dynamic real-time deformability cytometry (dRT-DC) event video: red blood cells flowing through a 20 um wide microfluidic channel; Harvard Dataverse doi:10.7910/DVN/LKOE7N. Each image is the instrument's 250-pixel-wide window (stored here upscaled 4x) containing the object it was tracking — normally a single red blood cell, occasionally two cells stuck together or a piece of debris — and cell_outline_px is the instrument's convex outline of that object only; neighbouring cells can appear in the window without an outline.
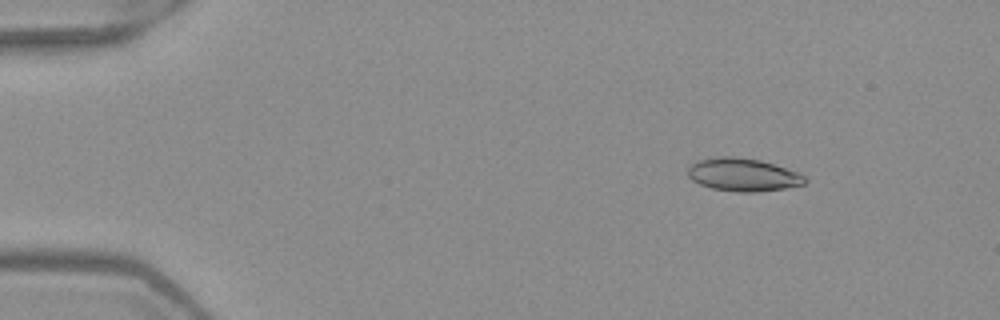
{"species": "Egyptian fruit bat (a non-hibernating species)", "species_latin": "Rousettus aegyptiacus", "temperature_condition": "warm", "stored_images_in_passage": 6, "camera_frame_rate_fps": 3000, "um_per_image_px": 0.085, "frame": {"image": 1, "passage_image": 2, "time_ms": 0.333, "image_size_px": [1000, 320], "cell_outline_px": [[808, 180], [804, 184], [784, 188], [756, 192], [736, 192], [712, 188], [700, 184], [692, 180], [688, 176], [688, 168], [692, 164], [700, 160], [720, 156], [732, 156], [760, 160], [800, 172]], "centroid_in_image_um": [63.18, 14.85], "position_along_channel_um": 21.8, "area_um2": 22.43}}
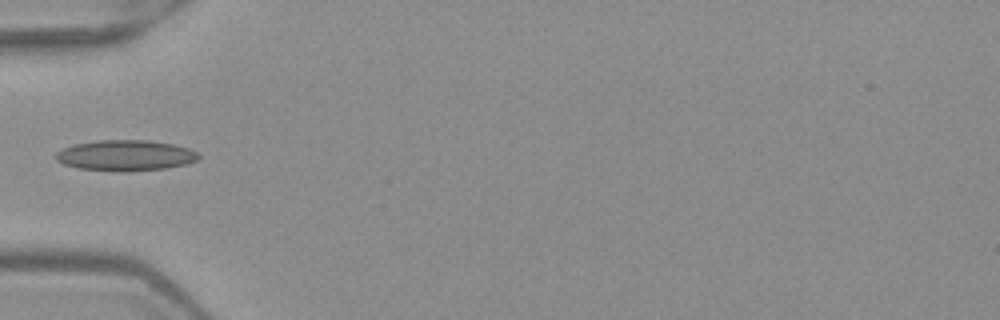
{"frame": {"image": 2, "passage_image": 5, "time_ms": 1.333, "image_size_px": [1000, 320], "cell_outline_px": [[200, 156], [196, 160], [188, 164], [164, 168], [124, 172], [120, 172], [80, 168], [64, 164], [56, 160], [52, 156], [56, 152], [64, 148], [76, 144], [96, 140], [148, 140], [172, 144], [188, 148], [196, 152]], "centroid_in_image_um": [10.64, 13.21], "position_along_channel_um": 74.4, "area_um2": 25.55}}
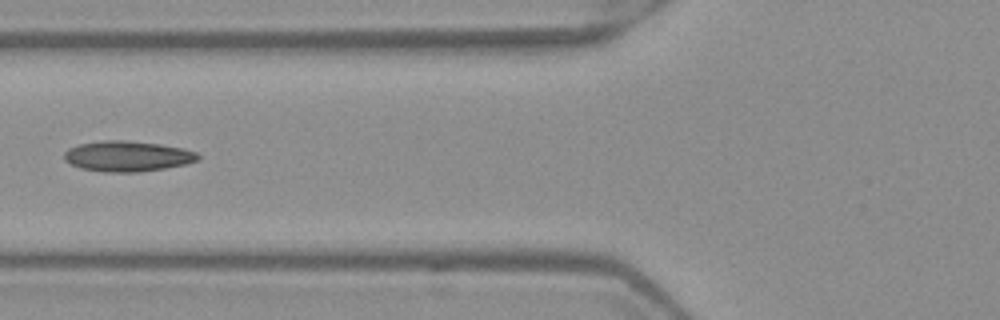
{"frame": {"image": 3, "passage_image": 6, "time_ms": 1.667, "image_size_px": [1000, 320], "cell_outline_px": [[200, 160], [184, 164], [164, 168], [136, 172], [104, 172], [80, 168], [64, 160], [64, 152], [68, 148], [80, 144], [100, 140], [124, 140], [160, 144], [184, 148], [196, 152], [200, 156]], "centroid_in_image_um": [10.83, 13.27], "position_along_channel_um": 115.0, "area_um2": 23.81}}